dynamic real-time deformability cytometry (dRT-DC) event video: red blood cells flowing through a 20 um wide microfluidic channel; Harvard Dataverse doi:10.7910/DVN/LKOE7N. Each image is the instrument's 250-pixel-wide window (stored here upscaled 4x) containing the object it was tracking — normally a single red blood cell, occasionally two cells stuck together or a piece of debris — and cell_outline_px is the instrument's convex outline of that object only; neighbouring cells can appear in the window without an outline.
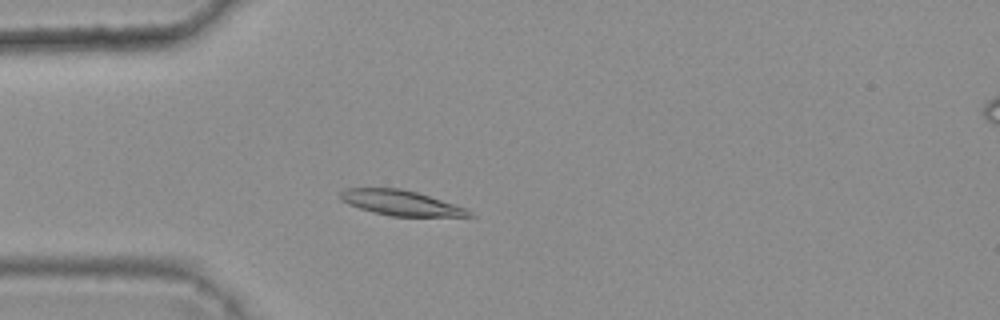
{"species": "common noctule bat (a hibernating species)", "species_latin": "Nyctalus noctula", "temperature_condition": "warm", "stored_images_in_passage": 5, "camera_frame_rate_fps": 3000, "um_per_image_px": 0.085, "animal": {"sex": "female", "body_mass_g": 25.1}, "frame": {"image": 1, "passage_image": 4, "time_ms": 1.0, "image_size_px": [1000, 320], "cell_outline_px": [[476, 216], [392, 216], [372, 212], [348, 204], [340, 200], [340, 192], [344, 188], [400, 188], [416, 192], [468, 208]], "centroid_in_image_um": [34.07, 17.24], "position_along_channel_um": 50.9, "area_um2": 18.84}}